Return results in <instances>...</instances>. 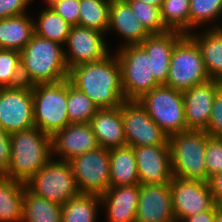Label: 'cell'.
Instances as JSON below:
<instances>
[{
  "label": "cell",
  "mask_w": 222,
  "mask_h": 222,
  "mask_svg": "<svg viewBox=\"0 0 222 222\" xmlns=\"http://www.w3.org/2000/svg\"><path fill=\"white\" fill-rule=\"evenodd\" d=\"M68 79L99 108H115L125 101L121 66L116 55L97 62L79 64L69 70Z\"/></svg>",
  "instance_id": "6da1fadb"
},
{
  "label": "cell",
  "mask_w": 222,
  "mask_h": 222,
  "mask_svg": "<svg viewBox=\"0 0 222 222\" xmlns=\"http://www.w3.org/2000/svg\"><path fill=\"white\" fill-rule=\"evenodd\" d=\"M63 46L34 34L21 53L24 84L55 83L68 78Z\"/></svg>",
  "instance_id": "7a4b0ae2"
},
{
  "label": "cell",
  "mask_w": 222,
  "mask_h": 222,
  "mask_svg": "<svg viewBox=\"0 0 222 222\" xmlns=\"http://www.w3.org/2000/svg\"><path fill=\"white\" fill-rule=\"evenodd\" d=\"M52 158L51 136L37 127L10 134V162L4 175L26 183Z\"/></svg>",
  "instance_id": "3957f363"
},
{
  "label": "cell",
  "mask_w": 222,
  "mask_h": 222,
  "mask_svg": "<svg viewBox=\"0 0 222 222\" xmlns=\"http://www.w3.org/2000/svg\"><path fill=\"white\" fill-rule=\"evenodd\" d=\"M209 138L202 130H187L169 137L173 176L207 182L205 150Z\"/></svg>",
  "instance_id": "277c9868"
},
{
  "label": "cell",
  "mask_w": 222,
  "mask_h": 222,
  "mask_svg": "<svg viewBox=\"0 0 222 222\" xmlns=\"http://www.w3.org/2000/svg\"><path fill=\"white\" fill-rule=\"evenodd\" d=\"M35 127L53 136L68 124V78L32 86Z\"/></svg>",
  "instance_id": "5b68a950"
},
{
  "label": "cell",
  "mask_w": 222,
  "mask_h": 222,
  "mask_svg": "<svg viewBox=\"0 0 222 222\" xmlns=\"http://www.w3.org/2000/svg\"><path fill=\"white\" fill-rule=\"evenodd\" d=\"M209 79L199 47L184 34L173 47L165 85L183 92Z\"/></svg>",
  "instance_id": "8992f818"
},
{
  "label": "cell",
  "mask_w": 222,
  "mask_h": 222,
  "mask_svg": "<svg viewBox=\"0 0 222 222\" xmlns=\"http://www.w3.org/2000/svg\"><path fill=\"white\" fill-rule=\"evenodd\" d=\"M115 55L121 66L125 100H139L160 86L152 73L151 57L140 44L120 47Z\"/></svg>",
  "instance_id": "52a82bcc"
},
{
  "label": "cell",
  "mask_w": 222,
  "mask_h": 222,
  "mask_svg": "<svg viewBox=\"0 0 222 222\" xmlns=\"http://www.w3.org/2000/svg\"><path fill=\"white\" fill-rule=\"evenodd\" d=\"M138 101L146 109L149 117L169 137L188 130L182 91L160 85L144 94Z\"/></svg>",
  "instance_id": "ba28073f"
},
{
  "label": "cell",
  "mask_w": 222,
  "mask_h": 222,
  "mask_svg": "<svg viewBox=\"0 0 222 222\" xmlns=\"http://www.w3.org/2000/svg\"><path fill=\"white\" fill-rule=\"evenodd\" d=\"M25 184L34 195L60 205L80 193L69 161L53 158Z\"/></svg>",
  "instance_id": "9c48e42d"
},
{
  "label": "cell",
  "mask_w": 222,
  "mask_h": 222,
  "mask_svg": "<svg viewBox=\"0 0 222 222\" xmlns=\"http://www.w3.org/2000/svg\"><path fill=\"white\" fill-rule=\"evenodd\" d=\"M80 193L104 194L110 186L109 149L98 147L69 161Z\"/></svg>",
  "instance_id": "30bf717a"
},
{
  "label": "cell",
  "mask_w": 222,
  "mask_h": 222,
  "mask_svg": "<svg viewBox=\"0 0 222 222\" xmlns=\"http://www.w3.org/2000/svg\"><path fill=\"white\" fill-rule=\"evenodd\" d=\"M34 126L32 86L0 88V127L11 134Z\"/></svg>",
  "instance_id": "8fae6325"
},
{
  "label": "cell",
  "mask_w": 222,
  "mask_h": 222,
  "mask_svg": "<svg viewBox=\"0 0 222 222\" xmlns=\"http://www.w3.org/2000/svg\"><path fill=\"white\" fill-rule=\"evenodd\" d=\"M122 118L128 146L168 145L169 136L149 117L138 100L122 103Z\"/></svg>",
  "instance_id": "7c38bea8"
},
{
  "label": "cell",
  "mask_w": 222,
  "mask_h": 222,
  "mask_svg": "<svg viewBox=\"0 0 222 222\" xmlns=\"http://www.w3.org/2000/svg\"><path fill=\"white\" fill-rule=\"evenodd\" d=\"M169 185L176 222L210 210L216 204L206 181L173 176Z\"/></svg>",
  "instance_id": "4fadbf2b"
},
{
  "label": "cell",
  "mask_w": 222,
  "mask_h": 222,
  "mask_svg": "<svg viewBox=\"0 0 222 222\" xmlns=\"http://www.w3.org/2000/svg\"><path fill=\"white\" fill-rule=\"evenodd\" d=\"M104 34L88 27L71 26L64 44L68 48V52L64 49V54L69 70L79 64L100 61L109 55Z\"/></svg>",
  "instance_id": "5bb4252c"
},
{
  "label": "cell",
  "mask_w": 222,
  "mask_h": 222,
  "mask_svg": "<svg viewBox=\"0 0 222 222\" xmlns=\"http://www.w3.org/2000/svg\"><path fill=\"white\" fill-rule=\"evenodd\" d=\"M139 184H166L173 178L169 145L133 147Z\"/></svg>",
  "instance_id": "9a60e30c"
},
{
  "label": "cell",
  "mask_w": 222,
  "mask_h": 222,
  "mask_svg": "<svg viewBox=\"0 0 222 222\" xmlns=\"http://www.w3.org/2000/svg\"><path fill=\"white\" fill-rule=\"evenodd\" d=\"M221 87L222 81L209 79L183 91L188 130L204 131L207 128L215 94Z\"/></svg>",
  "instance_id": "2e32d148"
},
{
  "label": "cell",
  "mask_w": 222,
  "mask_h": 222,
  "mask_svg": "<svg viewBox=\"0 0 222 222\" xmlns=\"http://www.w3.org/2000/svg\"><path fill=\"white\" fill-rule=\"evenodd\" d=\"M136 222H176L169 183L140 184Z\"/></svg>",
  "instance_id": "e0dca14e"
},
{
  "label": "cell",
  "mask_w": 222,
  "mask_h": 222,
  "mask_svg": "<svg viewBox=\"0 0 222 222\" xmlns=\"http://www.w3.org/2000/svg\"><path fill=\"white\" fill-rule=\"evenodd\" d=\"M51 139L52 155H58L59 160L70 161L80 154L99 147L90 123L68 124Z\"/></svg>",
  "instance_id": "ac0fdd59"
},
{
  "label": "cell",
  "mask_w": 222,
  "mask_h": 222,
  "mask_svg": "<svg viewBox=\"0 0 222 222\" xmlns=\"http://www.w3.org/2000/svg\"><path fill=\"white\" fill-rule=\"evenodd\" d=\"M140 184L109 187L100 196L107 222H136Z\"/></svg>",
  "instance_id": "d6986e66"
},
{
  "label": "cell",
  "mask_w": 222,
  "mask_h": 222,
  "mask_svg": "<svg viewBox=\"0 0 222 222\" xmlns=\"http://www.w3.org/2000/svg\"><path fill=\"white\" fill-rule=\"evenodd\" d=\"M184 34L174 30L150 34L140 45L151 57L152 73L160 85H165L173 47Z\"/></svg>",
  "instance_id": "ffe728a7"
},
{
  "label": "cell",
  "mask_w": 222,
  "mask_h": 222,
  "mask_svg": "<svg viewBox=\"0 0 222 222\" xmlns=\"http://www.w3.org/2000/svg\"><path fill=\"white\" fill-rule=\"evenodd\" d=\"M113 29L125 41L120 47L140 44L150 35L125 0H112L110 3L107 32Z\"/></svg>",
  "instance_id": "44dd1931"
},
{
  "label": "cell",
  "mask_w": 222,
  "mask_h": 222,
  "mask_svg": "<svg viewBox=\"0 0 222 222\" xmlns=\"http://www.w3.org/2000/svg\"><path fill=\"white\" fill-rule=\"evenodd\" d=\"M90 124L99 147L111 149L127 145L123 127L122 105L115 108L98 109L91 118Z\"/></svg>",
  "instance_id": "7402d4cb"
},
{
  "label": "cell",
  "mask_w": 222,
  "mask_h": 222,
  "mask_svg": "<svg viewBox=\"0 0 222 222\" xmlns=\"http://www.w3.org/2000/svg\"><path fill=\"white\" fill-rule=\"evenodd\" d=\"M188 35L200 49L207 75L210 79L222 81V29L210 28Z\"/></svg>",
  "instance_id": "603a6c76"
},
{
  "label": "cell",
  "mask_w": 222,
  "mask_h": 222,
  "mask_svg": "<svg viewBox=\"0 0 222 222\" xmlns=\"http://www.w3.org/2000/svg\"><path fill=\"white\" fill-rule=\"evenodd\" d=\"M110 186L139 184L136 156L133 147L125 145L109 149Z\"/></svg>",
  "instance_id": "cb8c5ba5"
},
{
  "label": "cell",
  "mask_w": 222,
  "mask_h": 222,
  "mask_svg": "<svg viewBox=\"0 0 222 222\" xmlns=\"http://www.w3.org/2000/svg\"><path fill=\"white\" fill-rule=\"evenodd\" d=\"M34 34V20L26 13L0 19V49L20 52Z\"/></svg>",
  "instance_id": "d4e9b609"
},
{
  "label": "cell",
  "mask_w": 222,
  "mask_h": 222,
  "mask_svg": "<svg viewBox=\"0 0 222 222\" xmlns=\"http://www.w3.org/2000/svg\"><path fill=\"white\" fill-rule=\"evenodd\" d=\"M26 184L0 174V222L23 221V195Z\"/></svg>",
  "instance_id": "484cf974"
},
{
  "label": "cell",
  "mask_w": 222,
  "mask_h": 222,
  "mask_svg": "<svg viewBox=\"0 0 222 222\" xmlns=\"http://www.w3.org/2000/svg\"><path fill=\"white\" fill-rule=\"evenodd\" d=\"M22 222H61L62 205L38 197L27 188L23 195Z\"/></svg>",
  "instance_id": "4316f807"
},
{
  "label": "cell",
  "mask_w": 222,
  "mask_h": 222,
  "mask_svg": "<svg viewBox=\"0 0 222 222\" xmlns=\"http://www.w3.org/2000/svg\"><path fill=\"white\" fill-rule=\"evenodd\" d=\"M98 206H102L100 195L79 193L62 205L61 222H97Z\"/></svg>",
  "instance_id": "83f0119b"
},
{
  "label": "cell",
  "mask_w": 222,
  "mask_h": 222,
  "mask_svg": "<svg viewBox=\"0 0 222 222\" xmlns=\"http://www.w3.org/2000/svg\"><path fill=\"white\" fill-rule=\"evenodd\" d=\"M71 25L50 7L42 9L38 21L34 22V30L37 36L46 38L60 45L65 44Z\"/></svg>",
  "instance_id": "f1b7e54d"
},
{
  "label": "cell",
  "mask_w": 222,
  "mask_h": 222,
  "mask_svg": "<svg viewBox=\"0 0 222 222\" xmlns=\"http://www.w3.org/2000/svg\"><path fill=\"white\" fill-rule=\"evenodd\" d=\"M112 0H80L79 26L107 33Z\"/></svg>",
  "instance_id": "f546056e"
},
{
  "label": "cell",
  "mask_w": 222,
  "mask_h": 222,
  "mask_svg": "<svg viewBox=\"0 0 222 222\" xmlns=\"http://www.w3.org/2000/svg\"><path fill=\"white\" fill-rule=\"evenodd\" d=\"M190 0H163L161 18L168 30L189 34Z\"/></svg>",
  "instance_id": "4dcf8cb0"
},
{
  "label": "cell",
  "mask_w": 222,
  "mask_h": 222,
  "mask_svg": "<svg viewBox=\"0 0 222 222\" xmlns=\"http://www.w3.org/2000/svg\"><path fill=\"white\" fill-rule=\"evenodd\" d=\"M99 108L68 79L67 114L70 123H90Z\"/></svg>",
  "instance_id": "1f68e13d"
},
{
  "label": "cell",
  "mask_w": 222,
  "mask_h": 222,
  "mask_svg": "<svg viewBox=\"0 0 222 222\" xmlns=\"http://www.w3.org/2000/svg\"><path fill=\"white\" fill-rule=\"evenodd\" d=\"M21 76V53L0 49V88L23 85Z\"/></svg>",
  "instance_id": "d6a6232c"
},
{
  "label": "cell",
  "mask_w": 222,
  "mask_h": 222,
  "mask_svg": "<svg viewBox=\"0 0 222 222\" xmlns=\"http://www.w3.org/2000/svg\"><path fill=\"white\" fill-rule=\"evenodd\" d=\"M189 10V33H192L195 27L216 23V18L222 15V0H190Z\"/></svg>",
  "instance_id": "836d02e7"
},
{
  "label": "cell",
  "mask_w": 222,
  "mask_h": 222,
  "mask_svg": "<svg viewBox=\"0 0 222 222\" xmlns=\"http://www.w3.org/2000/svg\"><path fill=\"white\" fill-rule=\"evenodd\" d=\"M125 1L130 5L136 17L150 34H159L168 31L162 21L159 7L138 0Z\"/></svg>",
  "instance_id": "e575fe53"
},
{
  "label": "cell",
  "mask_w": 222,
  "mask_h": 222,
  "mask_svg": "<svg viewBox=\"0 0 222 222\" xmlns=\"http://www.w3.org/2000/svg\"><path fill=\"white\" fill-rule=\"evenodd\" d=\"M205 163L208 178L222 171V138L210 137L207 140Z\"/></svg>",
  "instance_id": "d590c367"
},
{
  "label": "cell",
  "mask_w": 222,
  "mask_h": 222,
  "mask_svg": "<svg viewBox=\"0 0 222 222\" xmlns=\"http://www.w3.org/2000/svg\"><path fill=\"white\" fill-rule=\"evenodd\" d=\"M49 7L71 26L79 25L80 0H59Z\"/></svg>",
  "instance_id": "8d00e7d4"
},
{
  "label": "cell",
  "mask_w": 222,
  "mask_h": 222,
  "mask_svg": "<svg viewBox=\"0 0 222 222\" xmlns=\"http://www.w3.org/2000/svg\"><path fill=\"white\" fill-rule=\"evenodd\" d=\"M204 131L210 137L222 138V87L215 94L209 123Z\"/></svg>",
  "instance_id": "74e56055"
},
{
  "label": "cell",
  "mask_w": 222,
  "mask_h": 222,
  "mask_svg": "<svg viewBox=\"0 0 222 222\" xmlns=\"http://www.w3.org/2000/svg\"><path fill=\"white\" fill-rule=\"evenodd\" d=\"M32 0H0V19L25 14Z\"/></svg>",
  "instance_id": "f35d334b"
},
{
  "label": "cell",
  "mask_w": 222,
  "mask_h": 222,
  "mask_svg": "<svg viewBox=\"0 0 222 222\" xmlns=\"http://www.w3.org/2000/svg\"><path fill=\"white\" fill-rule=\"evenodd\" d=\"M10 162V134L0 127V174H4Z\"/></svg>",
  "instance_id": "ab89813d"
},
{
  "label": "cell",
  "mask_w": 222,
  "mask_h": 222,
  "mask_svg": "<svg viewBox=\"0 0 222 222\" xmlns=\"http://www.w3.org/2000/svg\"><path fill=\"white\" fill-rule=\"evenodd\" d=\"M210 192L216 204L222 201V171L207 180Z\"/></svg>",
  "instance_id": "60d3db41"
},
{
  "label": "cell",
  "mask_w": 222,
  "mask_h": 222,
  "mask_svg": "<svg viewBox=\"0 0 222 222\" xmlns=\"http://www.w3.org/2000/svg\"><path fill=\"white\" fill-rule=\"evenodd\" d=\"M182 222H215V205L210 210L197 213Z\"/></svg>",
  "instance_id": "b9f144b4"
},
{
  "label": "cell",
  "mask_w": 222,
  "mask_h": 222,
  "mask_svg": "<svg viewBox=\"0 0 222 222\" xmlns=\"http://www.w3.org/2000/svg\"><path fill=\"white\" fill-rule=\"evenodd\" d=\"M215 222H222V205L215 204Z\"/></svg>",
  "instance_id": "7bdbcfd3"
},
{
  "label": "cell",
  "mask_w": 222,
  "mask_h": 222,
  "mask_svg": "<svg viewBox=\"0 0 222 222\" xmlns=\"http://www.w3.org/2000/svg\"><path fill=\"white\" fill-rule=\"evenodd\" d=\"M147 4L161 8L163 0H138Z\"/></svg>",
  "instance_id": "ee69618b"
},
{
  "label": "cell",
  "mask_w": 222,
  "mask_h": 222,
  "mask_svg": "<svg viewBox=\"0 0 222 222\" xmlns=\"http://www.w3.org/2000/svg\"><path fill=\"white\" fill-rule=\"evenodd\" d=\"M47 2V7H49L51 4H53L54 2L56 1H59V0H45Z\"/></svg>",
  "instance_id": "f6af8a7d"
},
{
  "label": "cell",
  "mask_w": 222,
  "mask_h": 222,
  "mask_svg": "<svg viewBox=\"0 0 222 222\" xmlns=\"http://www.w3.org/2000/svg\"><path fill=\"white\" fill-rule=\"evenodd\" d=\"M212 28H221V29H222V26H221V25H218V26H217V25L215 24L214 26H212Z\"/></svg>",
  "instance_id": "bcb514c9"
}]
</instances>
